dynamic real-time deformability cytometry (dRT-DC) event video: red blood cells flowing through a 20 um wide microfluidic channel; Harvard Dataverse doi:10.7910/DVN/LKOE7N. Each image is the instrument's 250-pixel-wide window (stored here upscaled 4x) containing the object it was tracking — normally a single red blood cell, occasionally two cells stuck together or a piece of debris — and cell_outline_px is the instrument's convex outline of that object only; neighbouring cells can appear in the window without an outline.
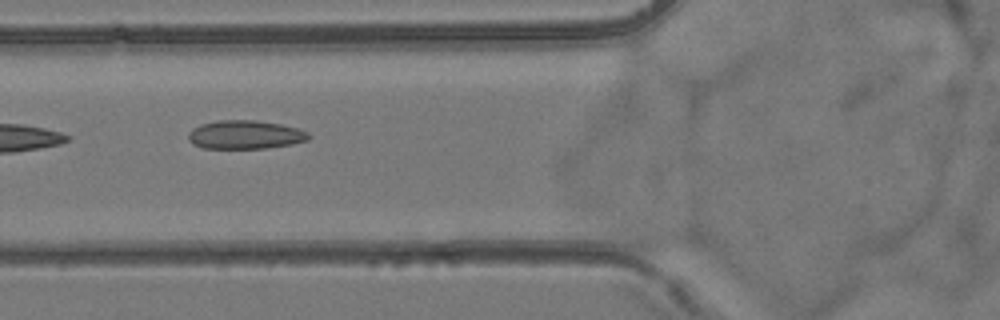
{"species": "common noctule bat (a hibernating species)", "species_latin": "Nyctalus noctula", "temperature_condition": "room temperature", "stored_images_in_passage": 8, "camera_frame_rate_fps": 3000, "um_per_image_px": 0.085, "animal": {"sex": "female", "body_mass_g": 24.6, "forearm_length_mm": 56.2}, "frame": {"image": 1, "passage_image": 6, "time_ms": 5.667, "image_size_px": [1000, 320], "cell_outline_px": [[312, 136], [308, 140], [292, 144], [268, 148], [204, 148], [192, 144], [188, 140], [188, 132], [192, 128], [200, 124], [216, 120], [256, 120], [280, 124], [300, 128], [308, 132]], "centroid_in_image_um": [20.84, 11.44], "position_along_channel_um": 105.0, "area_um2": 20.35}}
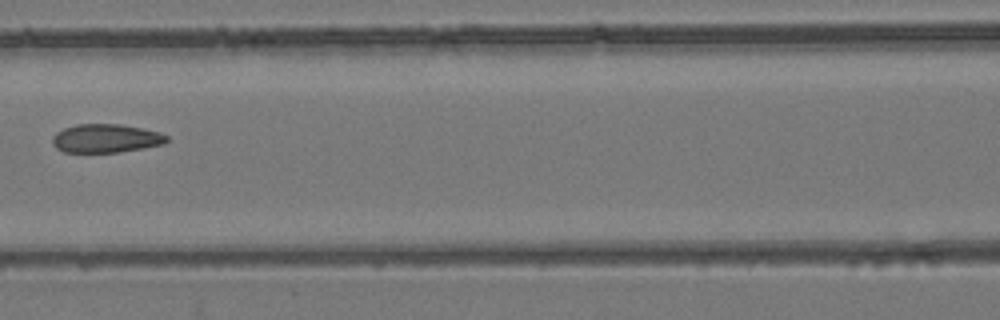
{"frame": {"image": 2, "passage_image": 7, "time_ms": 7.0, "image_size_px": [1000, 320], "cell_outline_px": [[168, 140], [164, 144], [144, 148], [120, 152], [64, 152], [56, 148], [52, 144], [52, 136], [56, 132], [64, 128], [76, 124], [120, 124], [160, 132], [168, 136]], "centroid_in_image_um": [8.99, 11.76], "position_along_channel_um": 157.6, "area_um2": 19.13}}
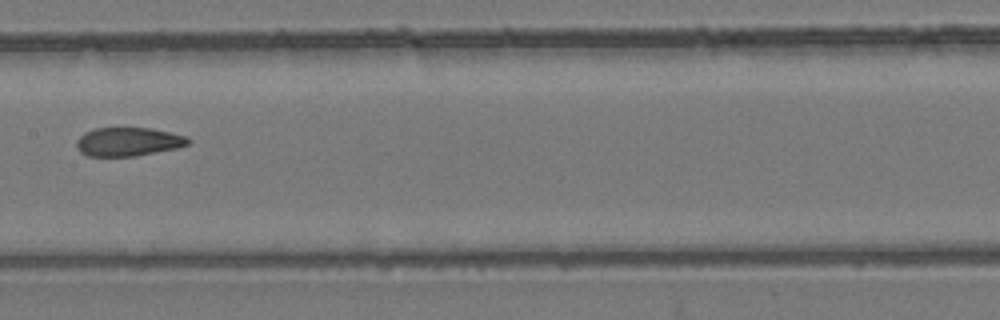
{"frame": {"image": 3, "passage_image": 8, "time_ms": 8.0, "image_size_px": [1000, 320], "cell_outline_px": [[192, 140], [188, 144], [176, 148], [136, 156], [88, 156], [80, 152], [76, 144], [76, 140], [84, 132], [96, 128], [152, 128], [188, 136]], "centroid_in_image_um": [10.91, 12.04], "position_along_channel_um": 196.5, "area_um2": 18.73}}